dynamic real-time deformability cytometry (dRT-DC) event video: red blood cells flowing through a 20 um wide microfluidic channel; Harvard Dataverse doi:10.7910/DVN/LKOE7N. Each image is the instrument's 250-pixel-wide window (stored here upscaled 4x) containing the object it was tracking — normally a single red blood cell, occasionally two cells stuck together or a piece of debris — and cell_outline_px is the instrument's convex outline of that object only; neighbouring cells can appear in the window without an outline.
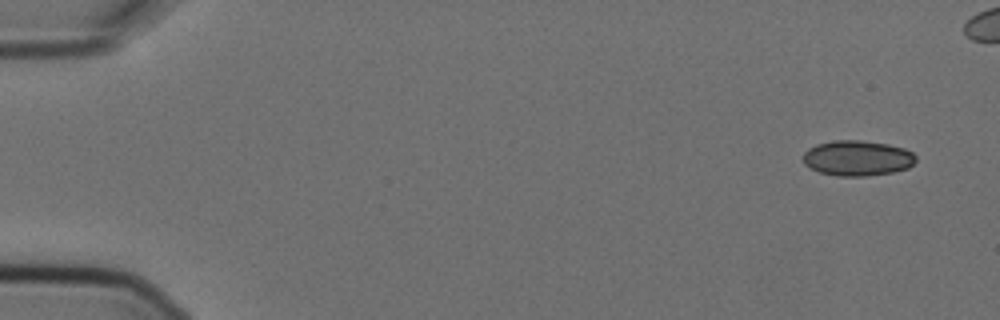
{"species": "Egyptian fruit bat (a non-hibernating species)", "species_latin": "Rousettus aegyptiacus", "temperature_condition": "cold", "stored_images_in_passage": 6, "camera_frame_rate_fps": 3000, "um_per_image_px": 0.085, "animal": {"sex": "female"}, "frame": {"image": 1, "passage_image": 1, "time_ms": 0.0, "image_size_px": [1000, 320], "cell_outline_px": [[916, 160], [908, 168], [892, 172], [868, 176], [836, 176], [820, 172], [804, 164], [804, 152], [808, 148], [816, 144], [832, 140], [860, 140], [888, 144], [904, 148], [912, 152], [916, 156]], "centroid_in_image_um": [72.88, 13.43], "position_along_channel_um": 12.1, "area_um2": 23.29}}